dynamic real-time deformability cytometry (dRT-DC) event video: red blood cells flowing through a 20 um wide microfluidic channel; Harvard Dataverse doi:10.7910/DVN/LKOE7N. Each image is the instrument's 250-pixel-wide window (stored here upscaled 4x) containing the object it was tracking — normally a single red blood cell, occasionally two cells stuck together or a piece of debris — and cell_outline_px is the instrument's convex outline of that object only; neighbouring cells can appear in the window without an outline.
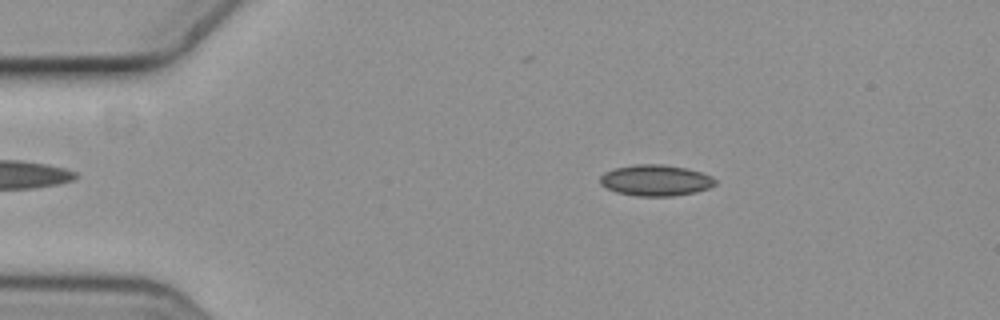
{"species": "common noctule bat (a hibernating species)", "species_latin": "Nyctalus noctula", "temperature_condition": "cold", "stored_images_in_passage": 8, "camera_frame_rate_fps": 3000, "um_per_image_px": 0.085, "animal": {"sex": "female", "body_mass_g": 19.3, "forearm_length_mm": 54.1}, "frame": {"image": 1, "passage_image": 3, "time_ms": 0.667, "image_size_px": [1000, 320], "cell_outline_px": [[716, 184], [708, 188], [696, 192], [672, 196], [640, 196], [616, 192], [600, 184], [600, 176], [604, 172], [612, 168], [636, 164], [660, 164], [688, 168], [712, 176], [716, 180]], "centroid_in_image_um": [55.72, 15.32], "position_along_channel_um": 29.3, "area_um2": 20.92}}
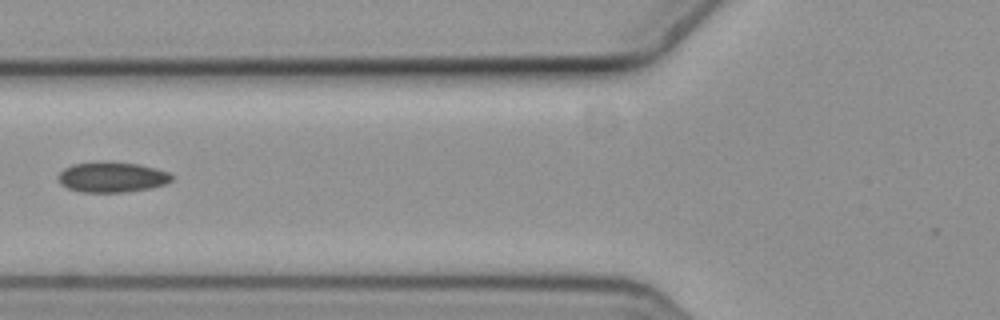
{"frame": {"image": 2, "passage_image": 6, "time_ms": 1.667, "image_size_px": [1000, 320], "cell_outline_px": [[172, 180], [164, 184], [152, 188], [124, 192], [80, 192], [68, 188], [60, 184], [56, 180], [56, 176], [64, 168], [72, 164], [96, 160], [108, 160], [140, 164], [156, 168], [168, 172], [172, 176]], "centroid_in_image_um": [9.46, 15.03], "position_along_channel_um": 116.3, "area_um2": 20.69}}
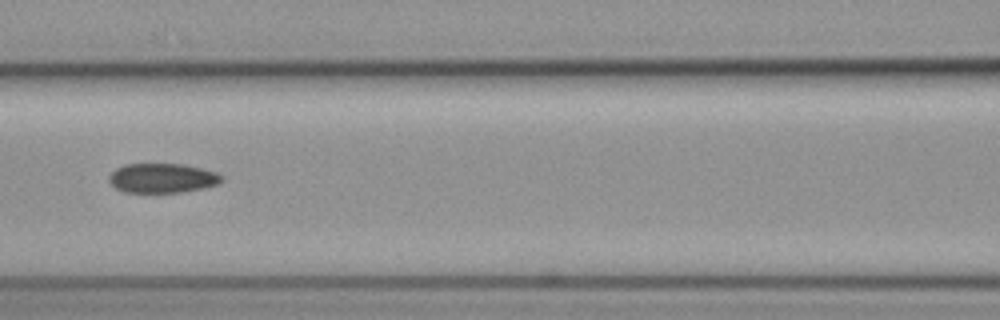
{"frame": {"image": 3, "passage_image": 7, "time_ms": 2.0, "image_size_px": [1000, 320], "cell_outline_px": [[224, 180], [216, 184], [204, 188], [184, 192], [124, 192], [116, 188], [108, 180], [108, 176], [116, 168], [124, 164], [184, 164], [216, 172], [224, 176]], "centroid_in_image_um": [13.8, 15.14], "position_along_channel_um": 152.8, "area_um2": 19.42}}